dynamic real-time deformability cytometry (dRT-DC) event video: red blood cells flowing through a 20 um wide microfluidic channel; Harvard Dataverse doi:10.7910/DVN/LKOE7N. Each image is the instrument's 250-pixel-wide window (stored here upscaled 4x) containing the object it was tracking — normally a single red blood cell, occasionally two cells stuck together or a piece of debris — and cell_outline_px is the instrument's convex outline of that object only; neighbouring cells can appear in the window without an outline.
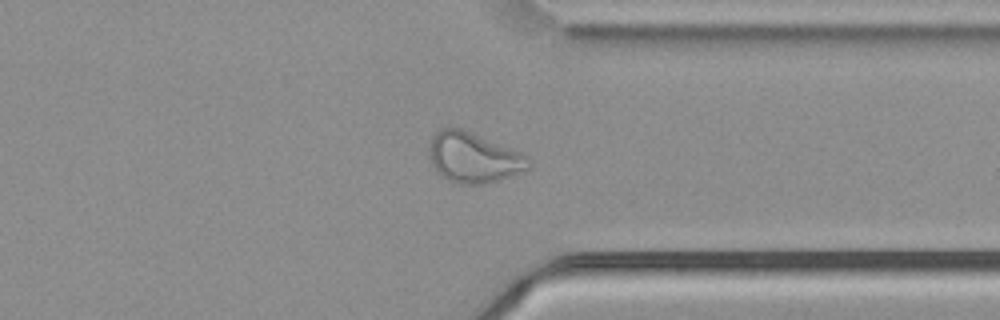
{"species": "common noctule bat (a hibernating species)", "species_latin": "Nyctalus noctula", "temperature_condition": "cold", "stored_images_in_passage": 43, "camera_frame_rate_fps": 3000, "um_per_image_px": 0.085, "animal": {"sex": "male", "body_mass_g": 21.5, "forearm_length_mm": 52.0}, "frame": {"image": 1, "passage_image": 31, "time_ms": 10.0, "image_size_px": [1000, 320], "cell_outline_px": [[532, 164], [528, 168], [500, 180], [484, 184], [456, 184], [440, 176], [436, 172], [428, 156], [428, 144], [432, 136], [440, 128], [460, 128], [520, 152], [528, 156]], "centroid_in_image_um": [40.19, 13.41], "position_along_channel_um": 371.2, "area_um2": 29.19}}
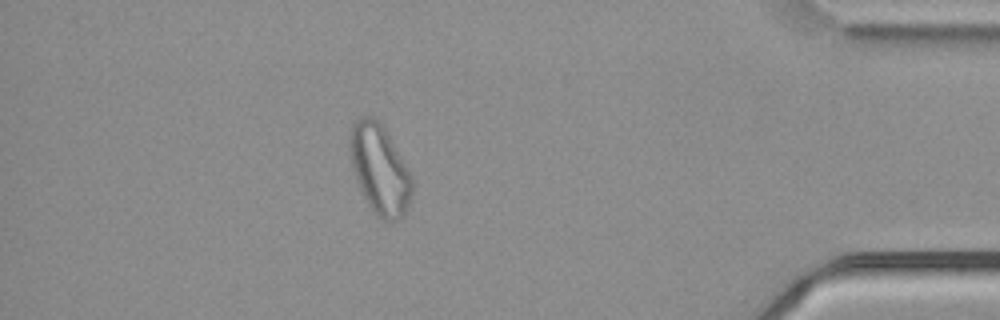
{"frame": {"image": 2, "passage_image": 37, "time_ms": 12.0, "image_size_px": [1000, 320], "cell_outline_px": [[412, 192], [408, 208], [404, 216], [396, 220], [380, 220], [376, 216], [368, 204], [356, 180], [352, 168], [348, 152], [348, 132], [352, 124], [360, 116], [376, 116], [384, 128], [412, 176]], "centroid_in_image_um": [32.23, 14.37], "position_along_channel_um": 403.0, "area_um2": 32.83}, "authors_computed_cell_mechanics": {"area_um2": 29.5936, "velocity_mm_per_s": 3.7381, "shape_relaxation_time_tau1_ms": null, "shape_relaxation_time_tau2_ms": 1.6036, "deformation_change_tau1": null, "deformation_change_tau2": 0.0922}}